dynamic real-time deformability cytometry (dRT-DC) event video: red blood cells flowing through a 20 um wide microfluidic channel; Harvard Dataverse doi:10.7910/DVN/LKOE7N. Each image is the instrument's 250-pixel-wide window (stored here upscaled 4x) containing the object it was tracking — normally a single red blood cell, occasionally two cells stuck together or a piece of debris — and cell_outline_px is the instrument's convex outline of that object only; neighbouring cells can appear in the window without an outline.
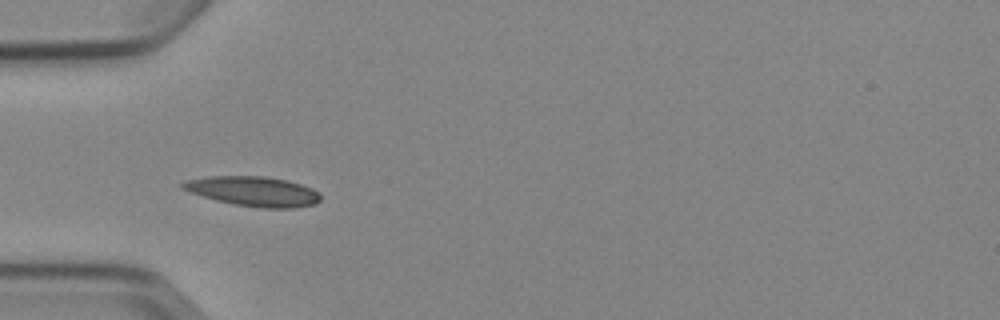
{"species": "Egyptian fruit bat (a non-hibernating species)", "species_latin": "Rousettus aegyptiacus", "temperature_condition": "cold", "stored_images_in_passage": 7, "camera_frame_rate_fps": 3000, "um_per_image_px": 0.085, "animal": {"sex": "female"}, "frame": {"image": 1, "passage_image": 5, "time_ms": 4.667, "image_size_px": [1000, 320], "cell_outline_px": [[320, 200], [316, 204], [292, 208], [264, 208], [236, 204], [216, 200], [180, 188], [180, 184], [184, 180], [208, 176], [264, 176], [288, 180], [312, 188], [320, 192]], "centroid_in_image_um": [21.56, 16.25], "position_along_channel_um": 63.4, "area_um2": 23.87}}
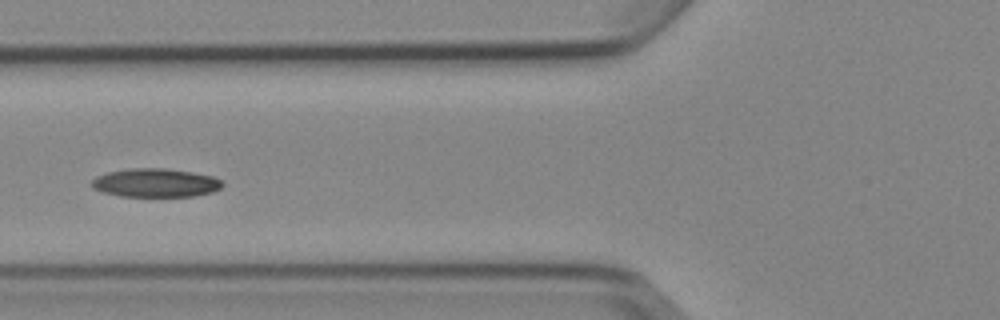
{"frame": {"image": 2, "passage_image": 6, "time_ms": 6.0, "image_size_px": [1000, 320], "cell_outline_px": [[224, 184], [220, 188], [212, 192], [192, 196], [120, 196], [104, 192], [92, 188], [88, 184], [96, 176], [108, 172], [128, 168], [164, 168], [192, 172], [212, 176], [220, 180]], "centroid_in_image_um": [13.17, 15.53], "position_along_channel_um": 112.6, "area_um2": 21.79}}
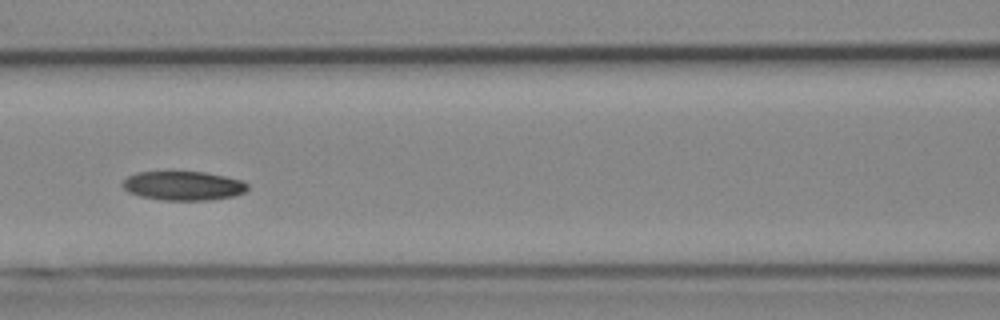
{"frame": {"image": 3, "passage_image": 7, "time_ms": 7.0, "image_size_px": [1000, 320], "cell_outline_px": [[248, 188], [244, 192], [236, 196], [212, 200], [164, 200], [140, 196], [128, 192], [120, 184], [128, 176], [136, 172], [168, 168], [204, 172], [224, 176], [240, 180], [248, 184]], "centroid_in_image_um": [15.52, 15.74], "position_along_channel_um": 151.1, "area_um2": 22.2}}